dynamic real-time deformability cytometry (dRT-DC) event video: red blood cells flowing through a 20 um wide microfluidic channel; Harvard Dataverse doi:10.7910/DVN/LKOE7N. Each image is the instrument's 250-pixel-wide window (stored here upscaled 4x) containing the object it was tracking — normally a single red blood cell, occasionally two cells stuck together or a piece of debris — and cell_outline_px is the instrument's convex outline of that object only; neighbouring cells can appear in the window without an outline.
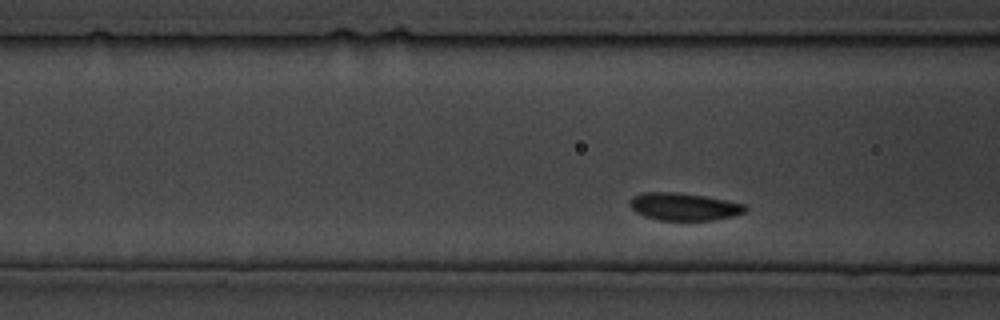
{"species": "common noctule bat (a hibernating species)", "species_latin": "Nyctalus noctula", "temperature_condition": "cold", "stored_images_in_passage": 72, "camera_frame_rate_fps": 3000, "um_per_image_px": 0.085, "animal": {"sex": "male", "body_mass_g": 19.5, "forearm_length_mm": 54.6}, "frame": {"image": 1, "passage_image": 9, "time_ms": 2.667, "image_size_px": [1000, 320], "cell_outline_px": [[748, 208], [744, 212], [736, 216], [712, 220], [660, 220], [644, 216], [636, 212], [628, 204], [628, 200], [632, 196], [644, 192], [672, 192], [704, 196], [744, 204]], "centroid_in_image_um": [58.1, 17.57], "position_along_channel_um": 108.5, "area_um2": 18.5}}
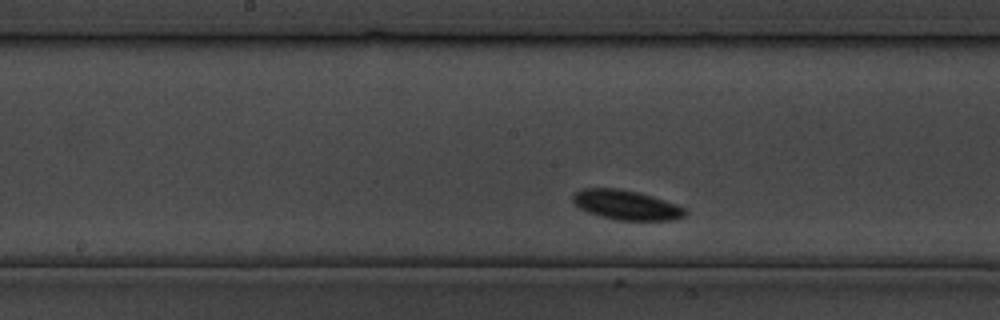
{"frame": {"image": 2, "passage_image": 27, "time_ms": 8.667, "image_size_px": [1000, 320], "cell_outline_px": [[688, 212], [684, 216], [672, 220], [616, 220], [600, 216], [588, 212], [580, 208], [572, 200], [572, 196], [580, 188], [616, 188], [640, 192], [676, 204], [684, 208]], "centroid_in_image_um": [53.22, 17.42], "position_along_channel_um": 195.0, "area_um2": 19.36}}
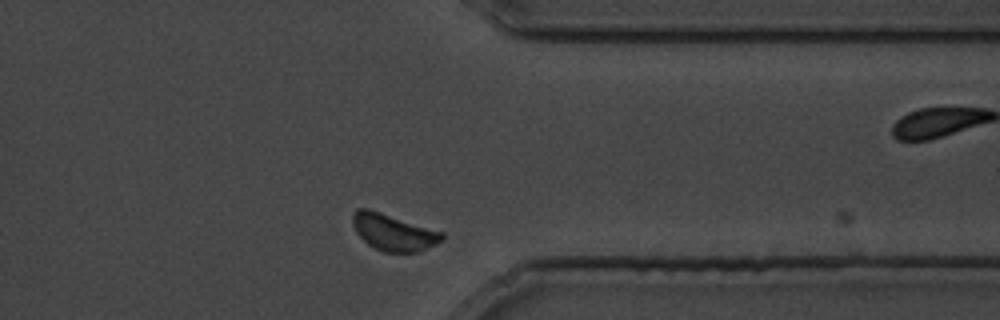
{"frame": {"image": 3, "passage_image": 65, "time_ms": 21.333, "image_size_px": [1000, 320], "cell_outline_px": [[444, 236], [436, 244], [420, 252], [384, 252], [368, 244], [356, 232], [352, 224], [352, 212], [356, 208], [368, 208], [444, 232]], "centroid_in_image_um": [33.42, 19.73], "position_along_channel_um": 378.0, "area_um2": 19.07}}